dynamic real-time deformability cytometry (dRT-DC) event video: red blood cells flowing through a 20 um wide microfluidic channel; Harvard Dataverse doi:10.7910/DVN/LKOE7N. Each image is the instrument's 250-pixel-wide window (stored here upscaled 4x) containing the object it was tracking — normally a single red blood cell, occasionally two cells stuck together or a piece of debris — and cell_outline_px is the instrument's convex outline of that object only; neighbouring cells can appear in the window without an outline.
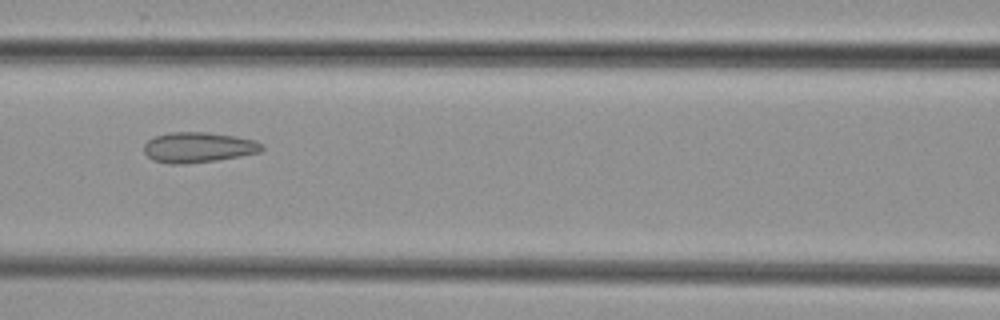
{"species": "common noctule bat (a hibernating species)", "species_latin": "Nyctalus noctula", "temperature_condition": "cold", "stored_images_in_passage": 10, "camera_frame_rate_fps": 3000, "um_per_image_px": 0.085, "animal": {"sex": "female", "body_mass_g": 29.2, "forearm_length_mm": 56.3}, "frame": {"image": 1, "passage_image": 7, "time_ms": 8.0, "image_size_px": [1000, 320], "cell_outline_px": [[264, 148], [260, 152], [240, 156], [216, 160], [184, 164], [168, 164], [152, 160], [144, 152], [144, 144], [148, 140], [156, 136], [168, 132], [208, 132], [236, 136], [256, 140], [264, 144]], "centroid_in_image_um": [16.87, 12.52], "position_along_channel_um": 149.7, "area_um2": 21.04}}
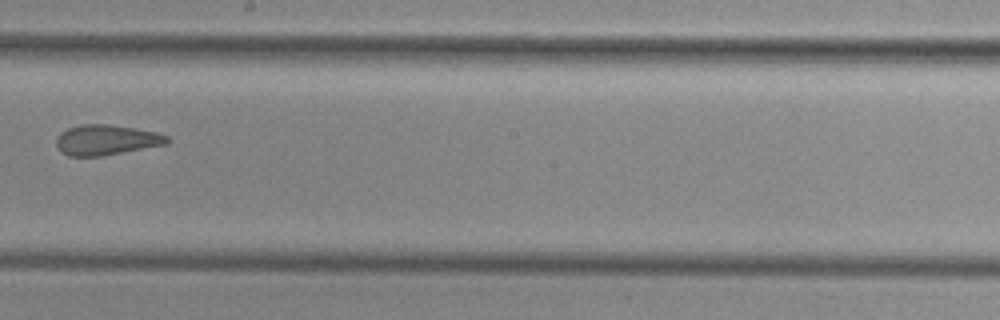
{"frame": {"image": 2, "passage_image": 9, "time_ms": 10.333, "image_size_px": [1000, 320], "cell_outline_px": [[172, 140], [168, 144], [104, 156], [68, 156], [60, 152], [56, 148], [56, 136], [60, 132], [68, 128], [80, 124], [108, 124], [136, 128], [156, 132], [168, 136]], "centroid_in_image_um": [9.03, 11.9], "position_along_channel_um": 239.2, "area_um2": 20.0}}
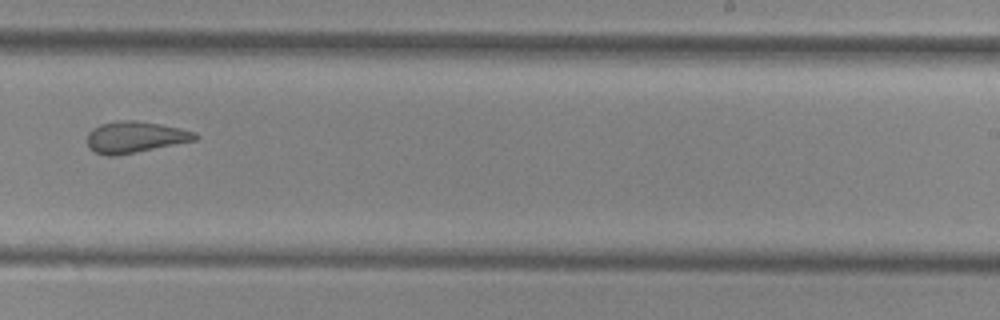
{"frame": {"image": 3, "passage_image": 10, "time_ms": 11.333, "image_size_px": [1000, 320], "cell_outline_px": [[200, 136], [196, 140], [116, 156], [108, 156], [96, 152], [88, 148], [88, 132], [92, 128], [100, 124], [116, 120], [136, 120], [160, 124], [180, 128], [196, 132]], "centroid_in_image_um": [11.48, 11.64], "position_along_channel_um": 277.5, "area_um2": 19.83}}